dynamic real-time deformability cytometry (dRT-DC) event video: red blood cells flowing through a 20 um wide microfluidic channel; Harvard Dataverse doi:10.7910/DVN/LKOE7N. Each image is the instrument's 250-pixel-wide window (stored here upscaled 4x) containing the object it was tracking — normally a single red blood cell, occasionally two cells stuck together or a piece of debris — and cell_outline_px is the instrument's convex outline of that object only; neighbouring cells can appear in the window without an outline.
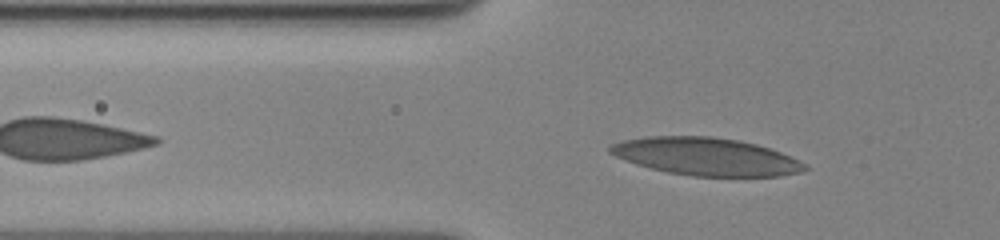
{"species": "human", "species_latin": "Homo sapiens", "temperature_condition": "cold", "stored_images_in_passage": 40, "camera_frame_rate_fps": 3000, "um_per_image_px": 0.085, "donor": {"sex": "female"}, "frame": {"image": 1, "passage_image": 7, "time_ms": 2.0, "image_size_px": [1000, 240], "cell_outline_px": [[812, 168], [800, 172], [780, 176], [692, 176], [668, 172], [636, 164], [616, 156], [608, 152], [608, 148], [612, 144], [624, 140], [648, 136], [708, 136], [736, 140], [756, 144], [792, 156], [800, 160]], "centroid_in_image_um": [60.05, 13.31], "position_along_channel_um": 65.7, "area_um2": 42.6}}
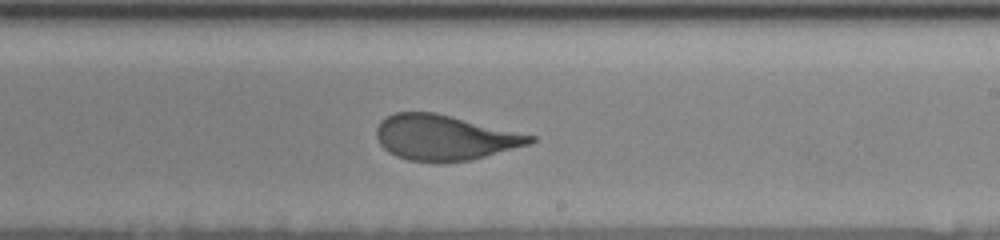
{"frame": {"image": 2, "passage_image": 24, "time_ms": 7.667, "image_size_px": [1000, 240], "cell_outline_px": [[536, 140], [532, 144], [472, 160], [436, 164], [408, 160], [396, 156], [388, 152], [380, 144], [376, 136], [376, 128], [380, 120], [396, 112], [436, 112], [536, 136]], "centroid_in_image_um": [37.79, 11.71], "position_along_channel_um": 251.2, "area_um2": 41.15}}
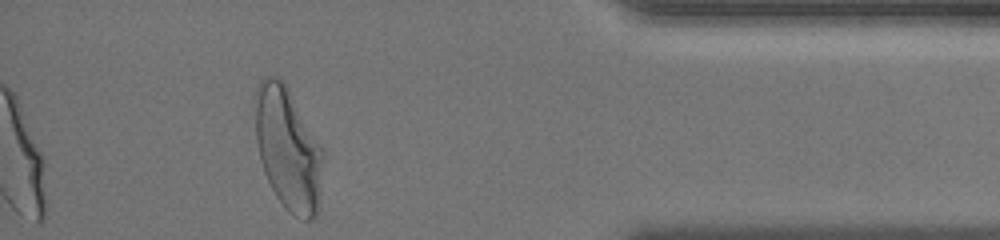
{"frame": {"image": 3, "passage_image": 40, "time_ms": 13.0, "image_size_px": [1000, 240], "cell_outline_px": [[324, 156], [316, 212], [312, 220], [304, 220], [292, 216], [284, 208], [276, 196], [264, 172], [260, 160], [256, 140], [252, 96], [260, 80], [264, 76], [280, 76], [324, 148]], "centroid_in_image_um": [24.44, 12.59], "position_along_channel_um": 410.8, "area_um2": 49.19}, "authors_computed_cell_mechanics": {"area_um2": 41.5004, "velocity_mm_per_s": 3.4806, "shape_relaxation_time_tau1_ms": 4.3775, "shape_relaxation_time_tau2_ms": 0.9187, "deformation_change_tau1": 0.1879, "deformation_change_tau2": 0.0879}}